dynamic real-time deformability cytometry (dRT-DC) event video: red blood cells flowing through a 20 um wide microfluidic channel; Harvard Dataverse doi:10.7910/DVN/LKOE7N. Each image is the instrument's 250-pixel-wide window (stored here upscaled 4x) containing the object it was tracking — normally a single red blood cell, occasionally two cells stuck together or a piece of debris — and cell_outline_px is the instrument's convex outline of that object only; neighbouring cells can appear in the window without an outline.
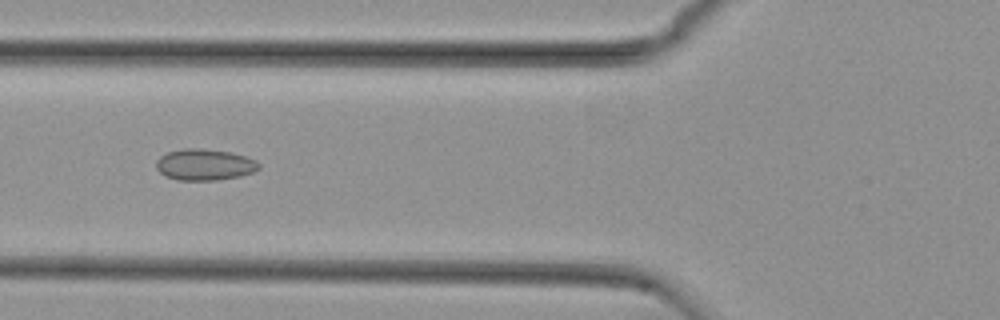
{"species": "common noctule bat (a hibernating species)", "species_latin": "Nyctalus noctula", "temperature_condition": "cold", "stored_images_in_passage": 46, "camera_frame_rate_fps": 3000, "um_per_image_px": 0.085, "animal": {"sex": "female", "body_mass_g": 29.2, "forearm_length_mm": 56.3}, "frame": {"image": 1, "passage_image": 12, "time_ms": 3.667, "image_size_px": [1000, 320], "cell_outline_px": [[260, 168], [252, 172], [240, 176], [216, 180], [176, 180], [164, 176], [156, 168], [156, 160], [160, 156], [168, 152], [184, 148], [200, 148], [232, 152], [256, 160], [260, 164]], "centroid_in_image_um": [17.37, 13.99], "position_along_channel_um": 108.4, "area_um2": 18.84}}
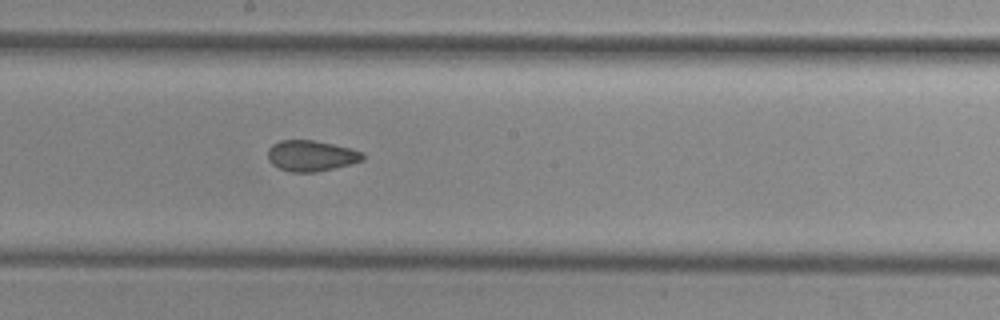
{"frame": {"image": 2, "passage_image": 21, "time_ms": 6.667, "image_size_px": [1000, 320], "cell_outline_px": [[364, 160], [352, 164], [316, 172], [292, 172], [280, 168], [272, 164], [268, 160], [268, 148], [272, 144], [280, 140], [312, 140], [332, 144], [364, 152]], "centroid_in_image_um": [26.45, 13.24], "position_along_channel_um": 221.8, "area_um2": 17.05}}
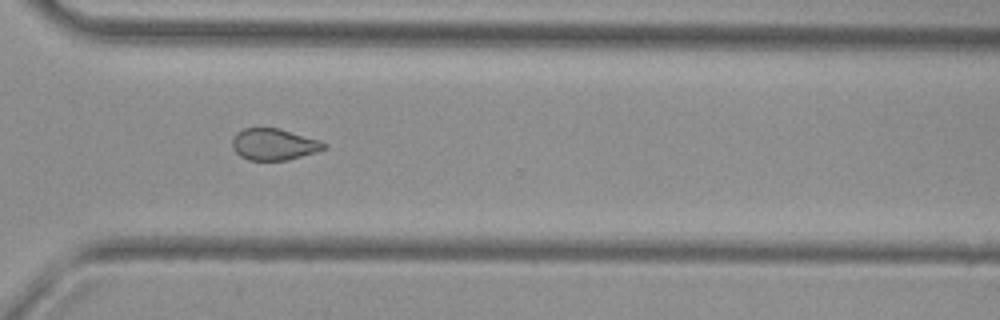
{"frame": {"image": 3, "passage_image": 31, "time_ms": 10.0, "image_size_px": [1000, 320], "cell_outline_px": [[328, 148], [316, 152], [288, 160], [248, 160], [240, 156], [232, 148], [232, 136], [236, 132], [244, 128], [280, 128], [320, 140], [328, 144]], "centroid_in_image_um": [23.29, 12.26], "position_along_channel_um": 347.3, "area_um2": 17.11}, "authors_computed_cell_mechanics": {"area_um2": 17.7735, "velocity_mm_per_s": 3.7729, "shape_relaxation_time_tau1_ms": null, "shape_relaxation_time_tau2_ms": 1.1198, "deformation_change_tau1": null, "deformation_change_tau2": 0.0464}}